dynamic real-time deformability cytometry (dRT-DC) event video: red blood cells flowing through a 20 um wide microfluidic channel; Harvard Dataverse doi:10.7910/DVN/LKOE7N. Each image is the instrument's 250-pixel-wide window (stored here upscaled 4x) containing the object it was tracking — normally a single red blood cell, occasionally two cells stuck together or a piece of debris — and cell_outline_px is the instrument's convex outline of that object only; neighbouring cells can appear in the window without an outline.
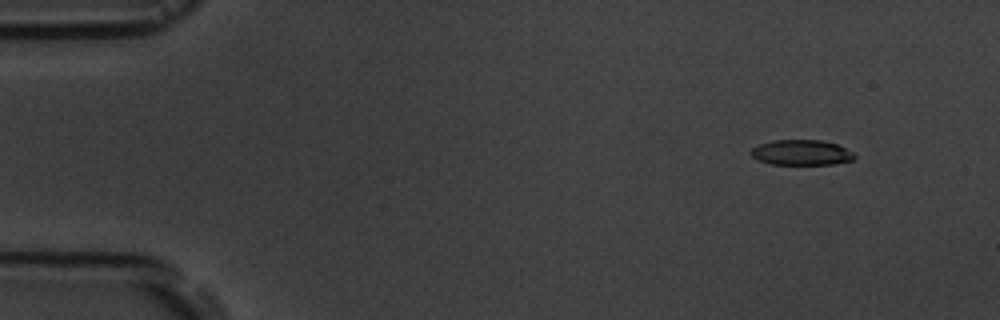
{"species": "common noctule bat (a hibernating species)", "species_latin": "Nyctalus noctula", "temperature_condition": "room temperature", "stored_images_in_passage": 5, "camera_frame_rate_fps": 3000, "um_per_image_px": 0.085, "animal": {"sex": "male", "body_mass_g": 19.5, "forearm_length_mm": 54.6}, "frame": {"image": 1, "passage_image": 2, "time_ms": 1.0, "image_size_px": [1000, 320], "cell_outline_px": [[856, 156], [852, 160], [832, 164], [772, 164], [760, 160], [752, 156], [748, 152], [752, 148], [760, 144], [772, 140], [820, 140], [836, 144], [852, 152]], "centroid_in_image_um": [68.09, 12.96], "position_along_channel_um": 16.9, "area_um2": 15.09}}
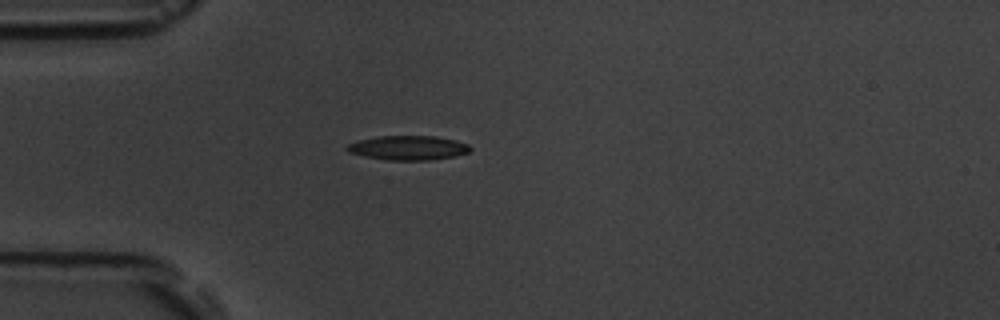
{"frame": {"image": 2, "passage_image": 5, "time_ms": 4.333, "image_size_px": [1000, 320], "cell_outline_px": [[472, 148], [468, 152], [456, 156], [428, 160], [388, 160], [364, 156], [348, 152], [344, 148], [348, 144], [356, 140], [376, 136], [436, 136], [456, 140], [468, 144]], "centroid_in_image_um": [34.67, 12.56], "position_along_channel_um": 50.3, "area_um2": 17.63}}